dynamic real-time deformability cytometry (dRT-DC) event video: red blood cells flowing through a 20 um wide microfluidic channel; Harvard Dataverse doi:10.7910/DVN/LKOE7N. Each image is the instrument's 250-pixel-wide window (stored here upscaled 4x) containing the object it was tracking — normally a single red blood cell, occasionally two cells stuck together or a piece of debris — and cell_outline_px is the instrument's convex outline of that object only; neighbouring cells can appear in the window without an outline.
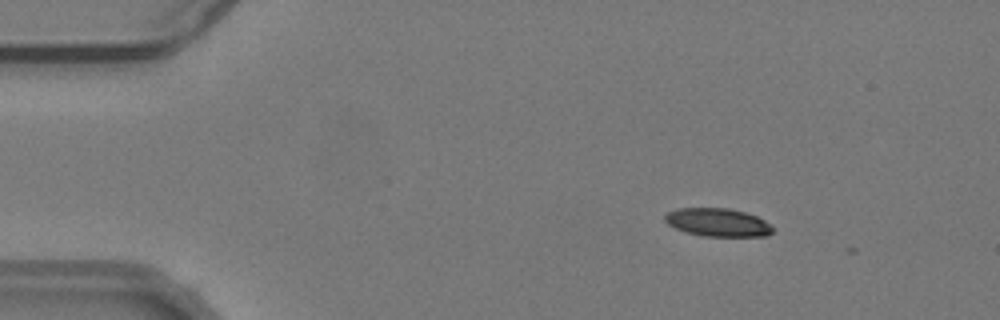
{"species": "common noctule bat (a hibernating species)", "species_latin": "Nyctalus noctula", "temperature_condition": "warm", "stored_images_in_passage": 12, "camera_frame_rate_fps": 3000, "um_per_image_px": 0.085, "animal": {"sex": "male", "body_mass_g": 19.2, "forearm_length_mm": 51.8}, "frame": {"image": 1, "passage_image": 7, "time_ms": 2.0, "image_size_px": [1000, 320], "cell_outline_px": [[772, 232], [768, 236], [704, 236], [684, 232], [668, 224], [664, 220], [664, 216], [668, 212], [676, 208], [728, 208], [744, 212], [756, 216], [772, 224]], "centroid_in_image_um": [61.0, 18.9], "position_along_channel_um": 24.0, "area_um2": 17.74}}